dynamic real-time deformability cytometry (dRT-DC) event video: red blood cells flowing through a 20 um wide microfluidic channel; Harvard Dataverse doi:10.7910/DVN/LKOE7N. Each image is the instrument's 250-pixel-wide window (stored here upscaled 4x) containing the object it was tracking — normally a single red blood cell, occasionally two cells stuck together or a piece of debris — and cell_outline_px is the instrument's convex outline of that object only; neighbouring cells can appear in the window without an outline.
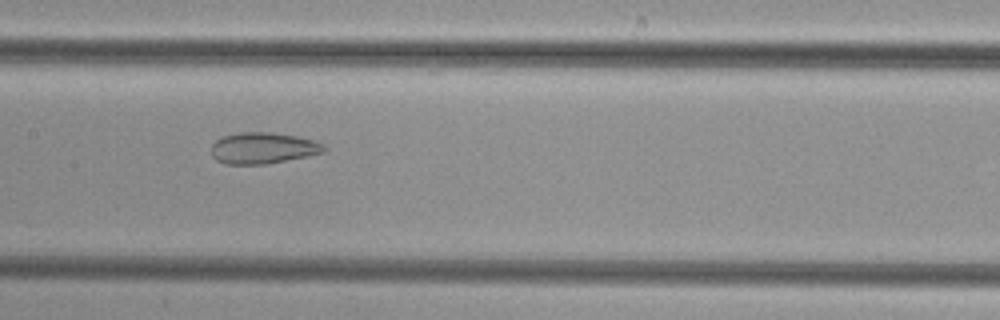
{"species": "common noctule bat (a hibernating species)", "species_latin": "Nyctalus noctula", "temperature_condition": "cold", "stored_images_in_passage": 38, "camera_frame_rate_fps": 3000, "um_per_image_px": 0.085, "animal": {"sex": "female", "body_mass_g": 29.2, "forearm_length_mm": 56.3}, "frame": {"image": 1, "passage_image": 16, "time_ms": 5.0, "image_size_px": [1000, 320], "cell_outline_px": [[328, 148], [324, 152], [308, 156], [264, 164], [224, 164], [216, 160], [212, 156], [212, 144], [220, 136], [240, 132], [268, 132], [296, 136], [316, 140], [324, 144]], "centroid_in_image_um": [22.36, 12.58], "position_along_channel_um": 185.0, "area_um2": 20.69}}
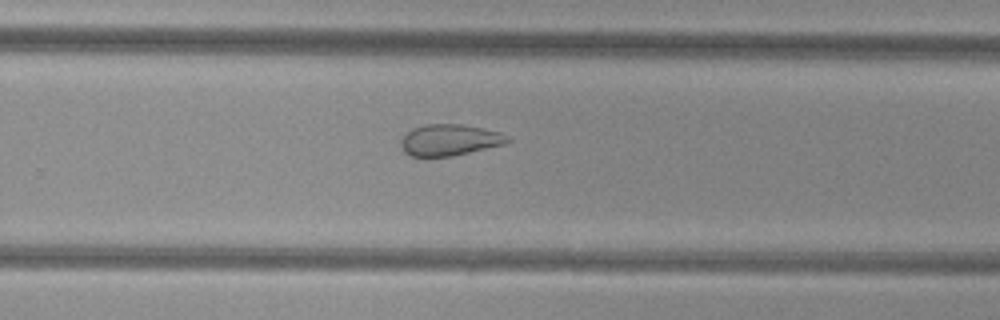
{"frame": {"image": 2, "passage_image": 24, "time_ms": 7.667, "image_size_px": [1000, 320], "cell_outline_px": [[512, 140], [504, 144], [452, 156], [412, 156], [404, 152], [400, 144], [400, 140], [412, 128], [428, 124], [464, 124], [500, 132], [508, 136]], "centroid_in_image_um": [38.22, 11.89], "position_along_channel_um": 291.6, "area_um2": 19.36}}
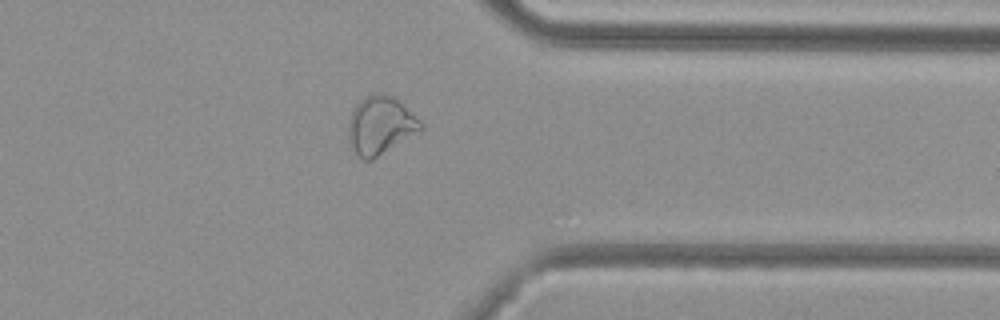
{"frame": {"image": 3, "passage_image": 31, "time_ms": 10.0, "image_size_px": [1000, 320], "cell_outline_px": [[424, 128], [372, 160], [364, 160], [356, 152], [348, 140], [348, 120], [356, 104], [360, 100], [376, 92], [388, 96], [396, 100], [420, 120], [424, 124]], "centroid_in_image_um": [32.31, 10.67], "position_along_channel_um": 379.1, "area_um2": 23.87}}